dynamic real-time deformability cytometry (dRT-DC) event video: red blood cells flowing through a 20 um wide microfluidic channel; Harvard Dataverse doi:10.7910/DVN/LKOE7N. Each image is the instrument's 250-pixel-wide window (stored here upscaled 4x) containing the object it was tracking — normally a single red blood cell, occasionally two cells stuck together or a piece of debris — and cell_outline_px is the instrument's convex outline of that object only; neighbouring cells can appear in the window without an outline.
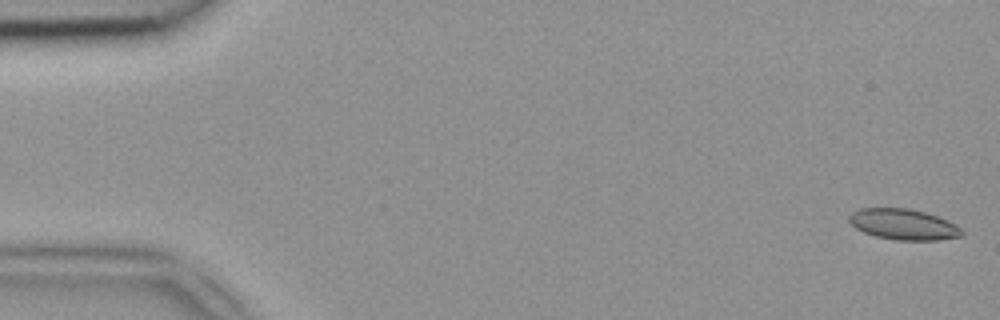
{"species": "common noctule bat (a hibernating species)", "species_latin": "Nyctalus noctula", "temperature_condition": "room temperature", "stored_images_in_passage": 49, "camera_frame_rate_fps": 3000, "um_per_image_px": 0.085, "animal": {"sex": "female", "body_mass_g": 18.4}, "frame": {"image": 1, "passage_image": 1, "time_ms": 0.0, "image_size_px": [1000, 320], "cell_outline_px": [[964, 236], [940, 240], [896, 240], [876, 236], [864, 232], [856, 228], [848, 220], [848, 216], [852, 212], [860, 208], [908, 208], [924, 212], [948, 220], [956, 224], [964, 232]], "centroid_in_image_um": [76.82, 19.07], "position_along_channel_um": 8.2, "area_um2": 20.29}}
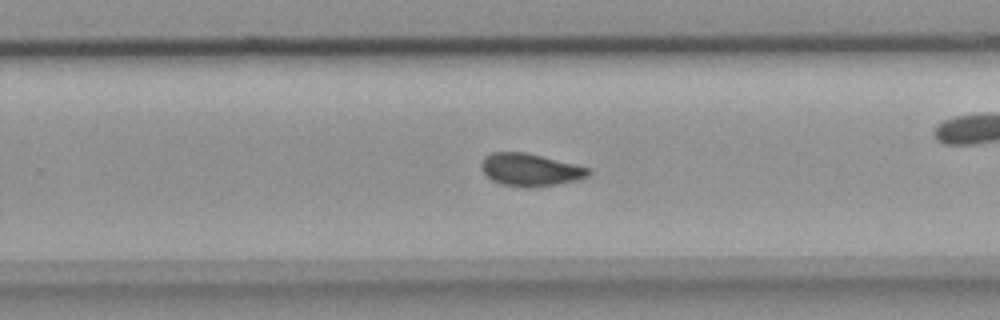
{"frame": {"image": 2, "passage_image": 31, "time_ms": 10.0, "image_size_px": [1000, 320], "cell_outline_px": [[592, 172], [588, 176], [576, 180], [556, 184], [504, 184], [492, 180], [480, 168], [480, 160], [484, 156], [492, 152], [524, 152], [588, 168]], "centroid_in_image_um": [45.01, 14.37], "position_along_channel_um": 284.8, "area_um2": 19.25}}
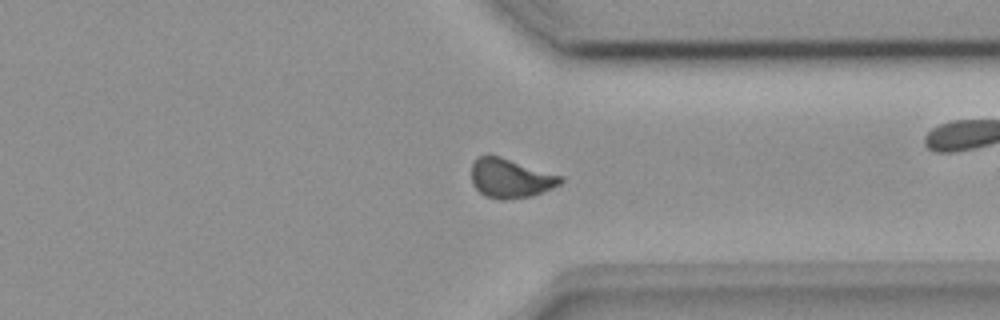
{"frame": {"image": 3, "passage_image": 37, "time_ms": 12.0, "image_size_px": [1000, 320], "cell_outline_px": [[564, 180], [560, 184], [552, 188], [532, 196], [504, 200], [500, 200], [484, 196], [472, 184], [472, 164], [476, 156], [488, 152], [564, 176]], "centroid_in_image_um": [43.37, 15.12], "position_along_channel_um": 368.0, "area_um2": 20.92}}